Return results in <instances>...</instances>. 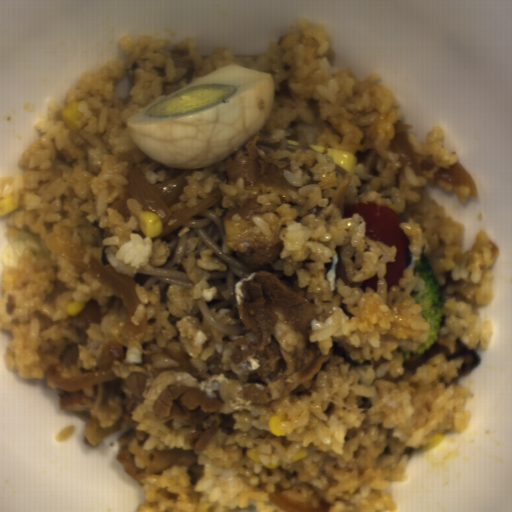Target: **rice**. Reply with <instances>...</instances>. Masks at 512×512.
<instances>
[{
    "instance_id": "rice-1",
    "label": "rice",
    "mask_w": 512,
    "mask_h": 512,
    "mask_svg": "<svg viewBox=\"0 0 512 512\" xmlns=\"http://www.w3.org/2000/svg\"><path fill=\"white\" fill-rule=\"evenodd\" d=\"M116 46L112 61L83 74L66 95L48 98L35 123L37 134L20 156V171L0 177V204L10 196L18 205L7 213L4 234L26 244L16 261L0 270V327L12 333L3 355L9 370L33 380L47 379L52 365L61 378L85 374L96 371L107 341H120L123 363L109 366L117 380L132 372L150 377L142 403L131 413L147 429L142 448L193 451L203 466L196 485L187 467L175 463L142 477L145 498L135 512H284L269 496L276 488L325 512L395 511L389 487L405 481L414 450L432 445L434 433H461L471 418L465 406L472 389L461 385L458 375L465 358L448 360L447 354L455 351L458 339L476 353L492 341V325L481 318L480 307L493 301L500 247L484 231L471 249L463 250V223L426 191L438 187L465 203L470 186L453 187L435 178L440 168L450 170L461 157L445 152L439 127L425 140L405 130L422 176L404 167L392 141L397 121L404 118L398 99L382 85L381 74L360 76L350 66H338L329 34L312 21L293 23L255 56H237L224 47L201 56L194 38L126 34ZM232 63L272 74L276 83L272 114L256 134L266 138L259 146L268 156L290 162L283 177L309 199L300 207L282 203L276 194L259 195L256 202L264 212L251 219L266 239L278 235L284 243L272 267L289 274L314 309L318 319L310 322V342H318L326 355L334 350L311 381L292 386L289 398L268 409L240 402V387L258 382V373L229 358L233 339H256L254 332L221 333L195 303L210 302L216 294L207 278L210 270H224V264L214 251L195 257L198 240L186 239L183 266L190 289L166 286L165 297L159 298L157 285L135 284L140 303L134 325L148 316L141 344L120 339L128 314L122 299L45 243V234L58 233L86 248L85 263L93 253L131 278L141 268L162 265L168 245L141 232L138 201L128 199L127 223L106 207L126 195L123 185L134 166L150 185L200 168L174 169L147 157L135 146L125 120ZM74 101L89 119L78 133L61 118L62 108ZM300 129L309 142L329 149L353 154L375 149L379 176L362 163L343 175L327 155L278 150L273 144L299 141L295 132ZM230 155L185 176L188 186L171 210L195 207L219 188L225 209L247 205L251 196L242 179L227 185L224 161ZM349 176L344 206L376 203L393 208L404 222L400 227L410 251L403 278L389 293L383 277L386 263L395 261L396 246L374 242L365 236L360 215L343 218L330 204ZM420 257L439 282L443 318L435 344L404 361L402 351L428 338V323L412 297L423 287L414 265ZM68 303L87 306L73 317L66 313ZM178 380L225 404L213 413L199 407L191 420L160 422L153 403ZM274 414L287 428L284 437L269 431ZM215 418L219 428L205 451L188 447L187 433L211 428ZM301 446L308 447V455L291 462ZM254 447L262 463L277 462L280 468L247 457V448Z\"/></svg>"
},
{
    "instance_id": "rice-2",
    "label": "rice",
    "mask_w": 512,
    "mask_h": 512,
    "mask_svg": "<svg viewBox=\"0 0 512 512\" xmlns=\"http://www.w3.org/2000/svg\"><path fill=\"white\" fill-rule=\"evenodd\" d=\"M75 426L74 424H68L60 429V431L55 436L54 440L58 442H63L69 439L74 433Z\"/></svg>"
},
{
    "instance_id": "rice-3",
    "label": "rice",
    "mask_w": 512,
    "mask_h": 512,
    "mask_svg": "<svg viewBox=\"0 0 512 512\" xmlns=\"http://www.w3.org/2000/svg\"><path fill=\"white\" fill-rule=\"evenodd\" d=\"M45 385H47L48 387L50 388H57L58 389V386L54 385L52 382H50L47 378H46V382H45Z\"/></svg>"
}]
</instances>
